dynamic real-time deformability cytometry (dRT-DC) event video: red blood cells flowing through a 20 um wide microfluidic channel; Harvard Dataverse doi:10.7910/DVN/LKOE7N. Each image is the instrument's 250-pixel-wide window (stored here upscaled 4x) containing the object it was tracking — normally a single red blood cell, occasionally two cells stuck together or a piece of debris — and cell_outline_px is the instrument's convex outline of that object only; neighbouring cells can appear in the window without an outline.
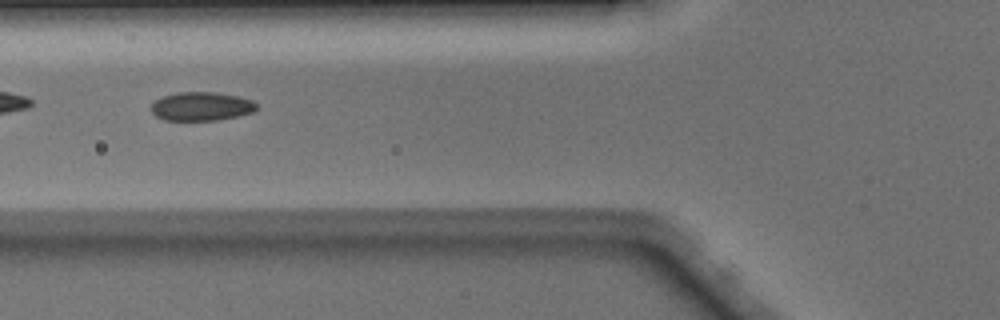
{"species": "Egyptian fruit bat (a non-hibernating species)", "species_latin": "Rousettus aegyptiacus", "temperature_condition": "warm", "stored_images_in_passage": 36, "camera_frame_rate_fps": 3000, "um_per_image_px": 0.085, "animal": {"sex": "male"}, "frame": {"image": 1, "passage_image": 6, "time_ms": 1.667, "image_size_px": [1000, 320], "cell_outline_px": [[256, 108], [252, 112], [236, 116], [216, 120], [164, 120], [156, 116], [152, 112], [152, 104], [156, 100], [164, 96], [176, 92], [212, 92], [236, 96], [252, 100], [256, 104]], "centroid_in_image_um": [17.09, 9.04], "position_along_channel_um": 108.7, "area_um2": 17.34}}
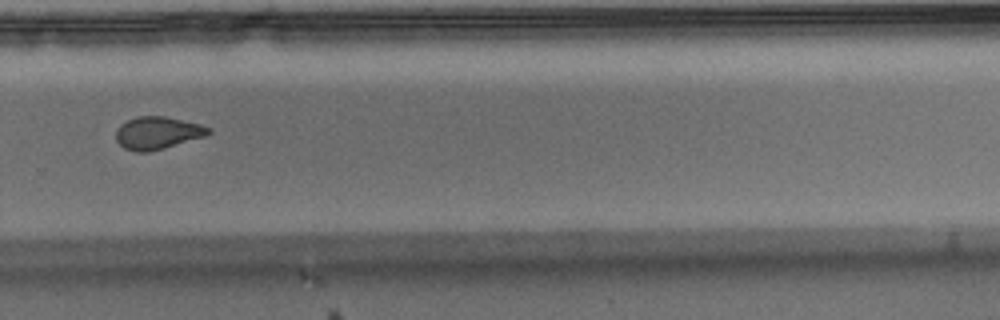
{"frame": {"image": 2, "passage_image": 21, "time_ms": 6.667, "image_size_px": [1000, 320], "cell_outline_px": [[212, 132], [204, 136], [164, 148], [148, 152], [136, 152], [124, 148], [116, 140], [116, 128], [120, 124], [136, 116], [164, 116], [200, 124], [212, 128]], "centroid_in_image_um": [13.37, 11.29], "position_along_channel_um": 316.4, "area_um2": 17.51}, "authors_computed_cell_mechanics": {"area_um2": 17.8313, "velocity_mm_per_s": 4.1521, "shape_relaxation_time_tau1_ms": null, "shape_relaxation_time_tau2_ms": 1.6731, "deformation_change_tau1": null, "deformation_change_tau2": 0.0735}}